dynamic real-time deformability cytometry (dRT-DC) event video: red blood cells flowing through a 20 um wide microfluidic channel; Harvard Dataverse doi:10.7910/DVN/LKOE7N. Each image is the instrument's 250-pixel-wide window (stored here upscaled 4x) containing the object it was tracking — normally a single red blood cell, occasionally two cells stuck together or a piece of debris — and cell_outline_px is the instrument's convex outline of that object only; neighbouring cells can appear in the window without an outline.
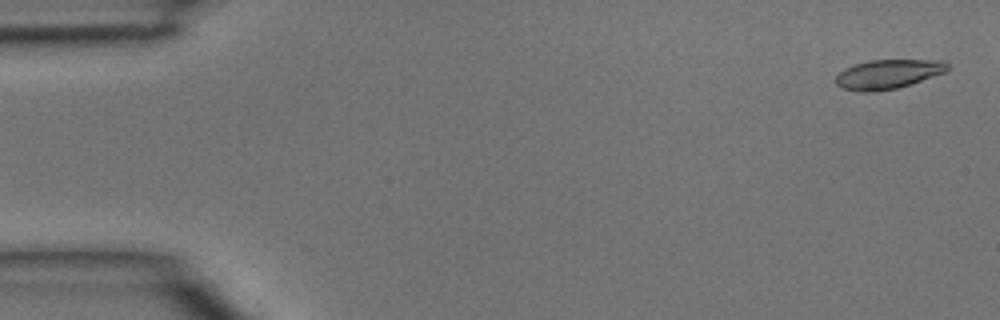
{"species": "common noctule bat (a hibernating species)", "species_latin": "Nyctalus noctula", "temperature_condition": "room temperature", "stored_images_in_passage": 4, "camera_frame_rate_fps": 3000, "um_per_image_px": 0.085, "animal": {"sex": "male", "body_mass_g": 15.6}, "frame": {"image": 1, "passage_image": 1, "time_ms": 0.0, "image_size_px": [1000, 320], "cell_outline_px": [[948, 68], [944, 72], [896, 88], [876, 92], [860, 92], [840, 88], [836, 84], [836, 76], [844, 68], [868, 60], [944, 60], [948, 64]], "centroid_in_image_um": [75.42, 6.3], "position_along_channel_um": 9.6, "area_um2": 18.9}}
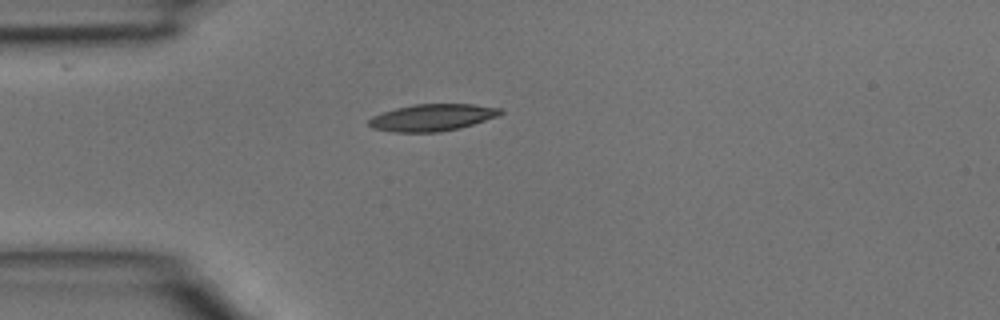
{"frame": {"image": 2, "passage_image": 4, "time_ms": 1.0, "image_size_px": [1000, 320], "cell_outline_px": [[504, 112], [500, 116], [460, 128], [440, 132], [392, 132], [372, 128], [368, 124], [368, 120], [372, 116], [396, 108], [412, 104], [472, 104], [500, 108]], "centroid_in_image_um": [36.76, 9.99], "position_along_channel_um": 48.2, "area_um2": 20.75}}